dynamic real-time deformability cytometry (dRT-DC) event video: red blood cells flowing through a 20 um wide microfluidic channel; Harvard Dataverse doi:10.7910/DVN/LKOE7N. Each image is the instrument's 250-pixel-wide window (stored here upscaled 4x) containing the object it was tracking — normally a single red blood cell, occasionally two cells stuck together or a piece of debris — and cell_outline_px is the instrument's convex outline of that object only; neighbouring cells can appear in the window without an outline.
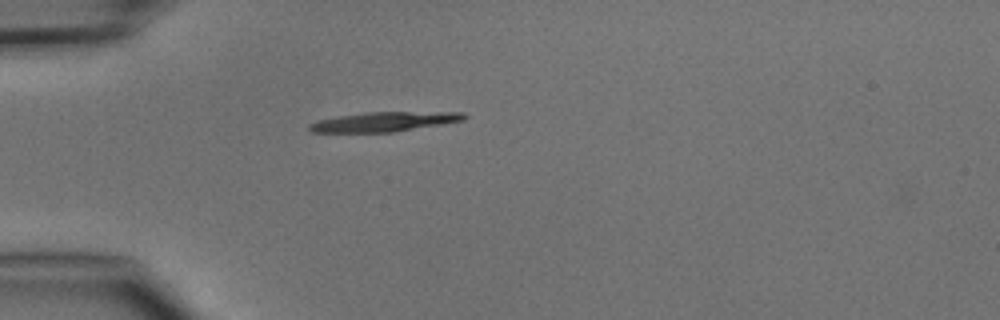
{"species": "common noctule bat (a hibernating species)", "species_latin": "Nyctalus noctula", "temperature_condition": "cold", "stored_images_in_passage": 1, "camera_frame_rate_fps": 3000, "um_per_image_px": 0.085, "animal": {"sex": "male", "body_mass_g": 15.6}, "frame": {"image": 1, "passage_image": 1, "time_ms": 0.0, "image_size_px": [1000, 320], "cell_outline_px": [[468, 116], [464, 120], [392, 132], [312, 132], [308, 128], [308, 124], [320, 120], [340, 116], [364, 112], [464, 112]], "centroid_in_image_um": [32.67, 10.34], "position_along_channel_um": 52.3, "area_um2": 17.4}}